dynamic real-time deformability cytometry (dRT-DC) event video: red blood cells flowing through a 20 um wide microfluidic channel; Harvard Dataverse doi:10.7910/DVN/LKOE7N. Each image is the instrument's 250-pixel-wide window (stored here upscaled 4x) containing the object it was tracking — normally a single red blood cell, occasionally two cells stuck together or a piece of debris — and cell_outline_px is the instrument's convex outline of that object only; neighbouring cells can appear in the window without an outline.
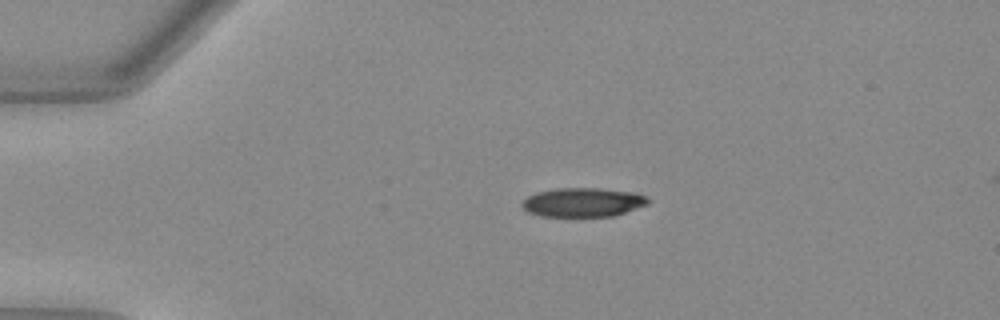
{"species": "Egyptian fruit bat (a non-hibernating species)", "species_latin": "Rousettus aegyptiacus", "temperature_condition": "warm", "stored_images_in_passage": 41, "camera_frame_rate_fps": 3000, "um_per_image_px": 0.085, "animal": {"sex": "female"}, "frame": {"image": 1, "passage_image": 1, "time_ms": 0.0, "image_size_px": [1000, 320], "cell_outline_px": [[652, 200], [648, 204], [616, 216], [540, 216], [528, 212], [520, 204], [528, 196], [536, 192], [556, 188], [600, 188], [636, 192]], "centroid_in_image_um": [49.58, 17.19], "position_along_channel_um": 35.4, "area_um2": 21.5}}
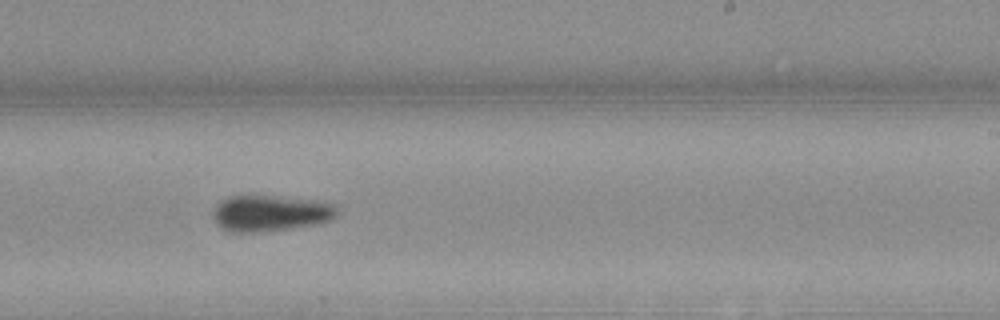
{"frame": {"image": 2, "passage_image": 22, "time_ms": 7.0, "image_size_px": [1000, 320], "cell_outline_px": [[336, 216], [328, 220], [312, 224], [288, 228], [260, 232], [228, 232], [220, 228], [216, 224], [212, 216], [216, 208], [224, 200], [232, 196], [268, 196], [324, 200], [336, 204]], "centroid_in_image_um": [22.99, 18.12], "position_along_channel_um": 266.0, "area_um2": 25.84}}
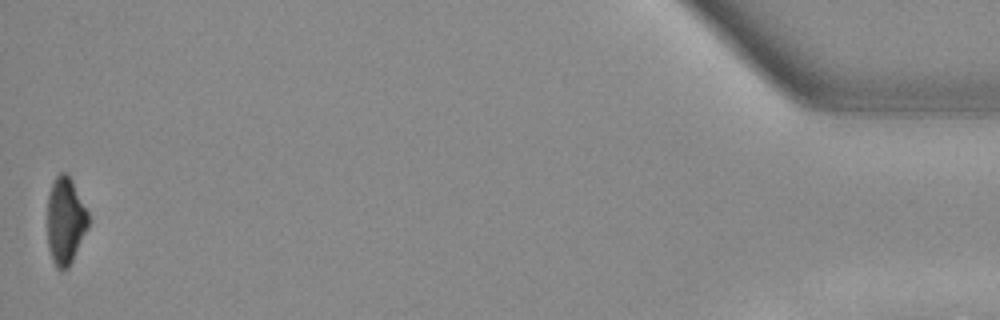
{"frame": {"image": 3, "passage_image": 41, "time_ms": 13.333, "image_size_px": [1000, 320], "cell_outline_px": [[88, 228], [68, 268], [56, 268], [52, 260], [48, 244], [48, 196], [52, 184], [56, 176], [60, 172], [68, 172], [88, 212]], "centroid_in_image_um": [5.56, 18.74], "position_along_channel_um": 429.6, "area_um2": 20.58}, "authors_computed_cell_mechanics": {"area_um2": 24.0448, "velocity_mm_per_s": 4.0056, "shape_relaxation_time_tau1_ms": 5.3859, "shape_relaxation_time_tau2_ms": null, "deformation_change_tau1": 0.1787, "deformation_change_tau2": null}}